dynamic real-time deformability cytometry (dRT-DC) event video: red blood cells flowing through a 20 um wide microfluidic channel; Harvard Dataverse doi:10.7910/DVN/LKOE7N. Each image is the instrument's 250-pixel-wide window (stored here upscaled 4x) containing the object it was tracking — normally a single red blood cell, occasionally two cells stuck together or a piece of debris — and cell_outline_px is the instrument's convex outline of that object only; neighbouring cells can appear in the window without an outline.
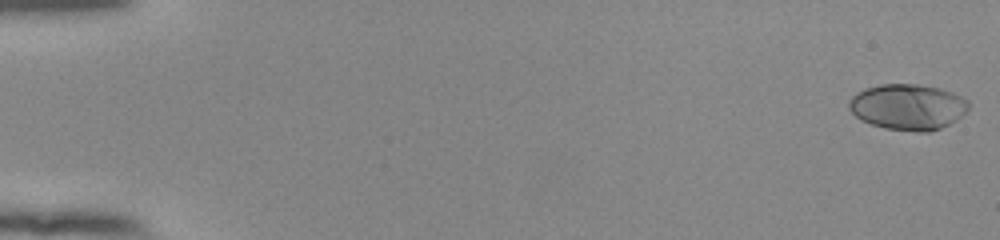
{"species": "human", "species_latin": "Homo sapiens", "temperature_condition": "room temperature", "stored_images_in_passage": 57, "camera_frame_rate_fps": 3000, "um_per_image_px": 0.085, "donor": {"sex": "female"}, "frame": {"image": 1, "passage_image": 1, "time_ms": 0.0, "image_size_px": [1000, 240], "cell_outline_px": [[968, 108], [956, 120], [940, 128], [928, 132], [916, 132], [884, 128], [860, 120], [848, 108], [848, 100], [856, 92], [864, 88], [880, 84], [920, 84], [940, 88], [952, 92], [968, 100]], "centroid_in_image_um": [77.13, 9.08], "position_along_channel_um": 7.9, "area_um2": 32.08}}
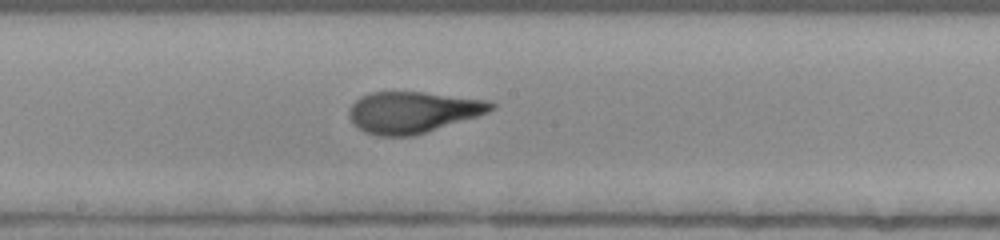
{"frame": {"image": 2, "passage_image": 33, "time_ms": 10.667, "image_size_px": [1000, 240], "cell_outline_px": [[496, 108], [488, 112], [476, 116], [412, 136], [380, 136], [364, 132], [348, 116], [348, 108], [360, 96], [372, 92], [424, 92], [488, 100], [496, 104]], "centroid_in_image_um": [35.07, 9.52], "position_along_channel_um": 213.1, "area_um2": 33.93}}
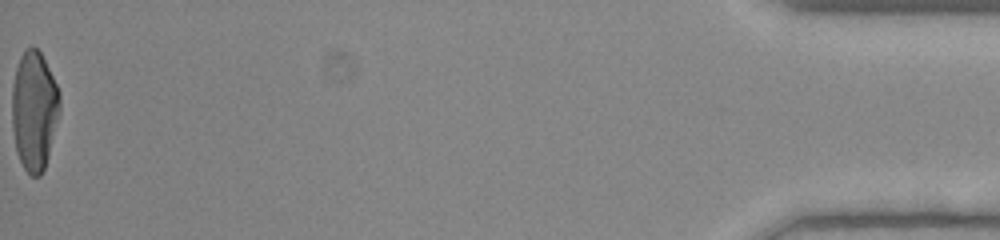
{"frame": {"image": 3, "passage_image": 57, "time_ms": 18.667, "image_size_px": [1000, 240], "cell_outline_px": [[60, 112], [48, 156], [44, 168], [40, 176], [32, 176], [24, 168], [16, 152], [12, 128], [12, 84], [16, 68], [20, 56], [24, 48], [32, 44], [40, 52], [60, 92]], "centroid_in_image_um": [2.89, 9.37], "position_along_channel_um": 432.3, "area_um2": 33.35}}